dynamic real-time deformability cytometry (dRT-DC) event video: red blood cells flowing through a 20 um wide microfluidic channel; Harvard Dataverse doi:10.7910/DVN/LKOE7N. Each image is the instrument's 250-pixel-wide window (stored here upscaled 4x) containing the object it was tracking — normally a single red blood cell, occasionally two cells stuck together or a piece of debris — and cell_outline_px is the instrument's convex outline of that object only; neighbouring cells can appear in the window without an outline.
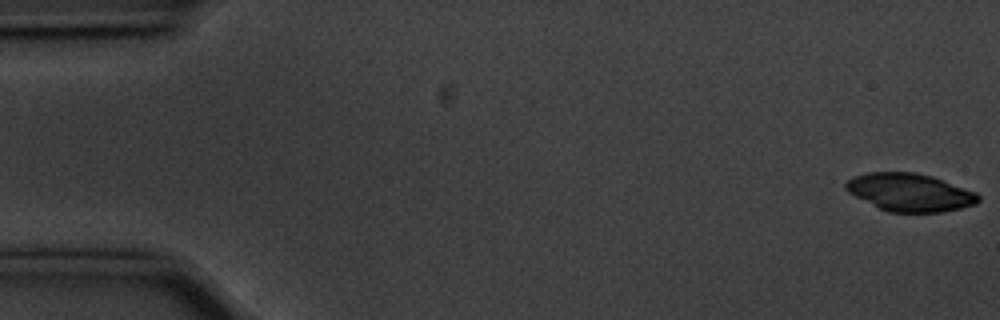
{"species": "common noctule bat (a hibernating species)", "species_latin": "Nyctalus noctula", "temperature_condition": "cold", "stored_images_in_passage": 56, "camera_frame_rate_fps": 3000, "um_per_image_px": 0.085, "animal": {"sex": "male", "body_mass_g": 20.1, "forearm_length_mm": 53.5}, "frame": {"image": 1, "passage_image": 1, "time_ms": 0.0, "image_size_px": [1000, 320], "cell_outline_px": [[980, 200], [976, 204], [944, 212], [888, 212], [848, 192], [844, 188], [844, 184], [852, 176], [868, 172], [916, 172], [932, 176], [976, 192], [980, 196]], "centroid_in_image_um": [77.34, 16.34], "position_along_channel_um": 7.7, "area_um2": 29.19}}